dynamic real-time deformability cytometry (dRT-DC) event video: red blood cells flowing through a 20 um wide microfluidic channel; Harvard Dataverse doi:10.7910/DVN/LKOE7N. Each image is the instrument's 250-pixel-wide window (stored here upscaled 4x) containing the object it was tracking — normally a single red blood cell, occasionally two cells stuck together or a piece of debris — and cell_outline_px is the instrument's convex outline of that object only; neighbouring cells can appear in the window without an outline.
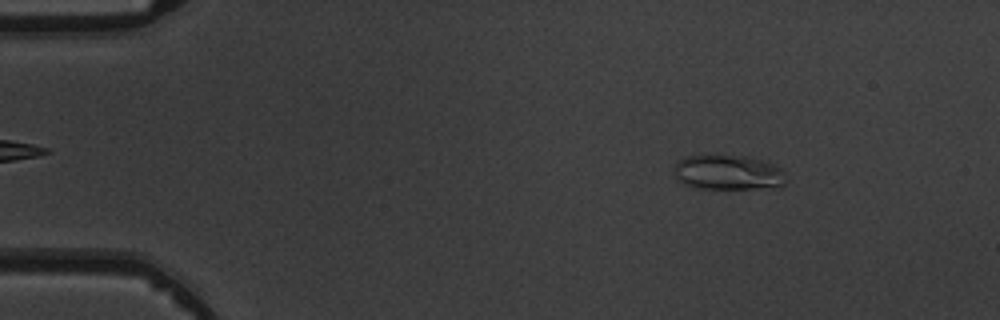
{"species": "common noctule bat (a hibernating species)", "species_latin": "Nyctalus noctula", "temperature_condition": "warm", "stored_images_in_passage": 4, "camera_frame_rate_fps": 3000, "um_per_image_px": 0.085, "animal": {"sex": "male", "body_mass_g": 19.5, "forearm_length_mm": 54.6}, "frame": {"image": 1, "passage_image": 2, "time_ms": 1.0, "image_size_px": [1000, 320], "cell_outline_px": [[788, 180], [784, 184], [752, 188], [696, 188], [684, 184], [676, 180], [676, 160], [688, 156], [748, 156], [772, 164], [780, 168], [784, 172]], "centroid_in_image_um": [61.87, 14.65], "position_along_channel_um": 23.1, "area_um2": 22.31}}